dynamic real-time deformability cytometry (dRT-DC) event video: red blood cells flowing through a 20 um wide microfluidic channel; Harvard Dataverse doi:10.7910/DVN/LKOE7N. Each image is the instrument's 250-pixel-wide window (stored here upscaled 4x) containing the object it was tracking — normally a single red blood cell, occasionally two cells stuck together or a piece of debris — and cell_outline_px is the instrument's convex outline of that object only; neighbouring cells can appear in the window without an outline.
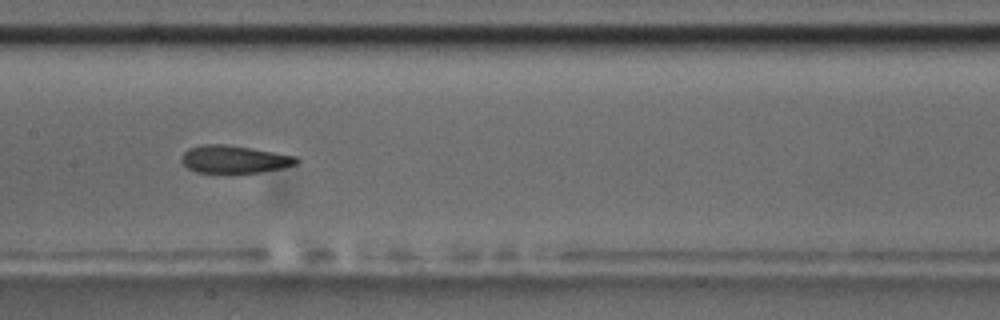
{"species": "common noctule bat (a hibernating species)", "species_latin": "Nyctalus noctula", "temperature_condition": "room temperature", "stored_images_in_passage": 10, "camera_frame_rate_fps": 3000, "um_per_image_px": 0.085, "animal": {"sex": "male", "body_mass_g": 17.5, "forearm_length_mm": 52.3}, "frame": {"image": 1, "passage_image": 9, "time_ms": 9.0, "image_size_px": [1000, 320], "cell_outline_px": [[300, 160], [296, 164], [284, 168], [260, 172], [196, 172], [188, 168], [180, 160], [180, 156], [188, 148], [200, 144], [224, 144], [296, 156]], "centroid_in_image_um": [19.88, 13.53], "position_along_channel_um": 187.5, "area_um2": 18.38}}